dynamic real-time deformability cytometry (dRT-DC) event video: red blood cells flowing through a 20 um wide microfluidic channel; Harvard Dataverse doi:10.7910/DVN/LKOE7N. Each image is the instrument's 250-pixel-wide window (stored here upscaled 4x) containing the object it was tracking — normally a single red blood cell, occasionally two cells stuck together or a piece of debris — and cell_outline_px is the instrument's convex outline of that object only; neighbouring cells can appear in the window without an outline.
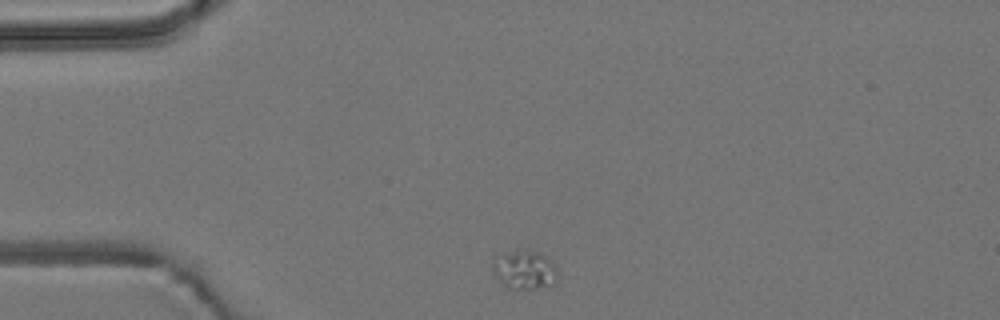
{"species": "common noctule bat (a hibernating species)", "species_latin": "Nyctalus noctula", "temperature_condition": "room temperature", "stored_images_in_passage": 2, "camera_frame_rate_fps": 3000, "um_per_image_px": 0.085, "animal": {"sex": "male", "body_mass_g": 19.2, "forearm_length_mm": 51.8}, "frame": {"image": 1, "passage_image": 1, "time_ms": 0.0, "image_size_px": [1000, 320], "cell_outline_px": [[556, 284], [536, 288], [508, 288], [496, 276], [492, 268], [492, 264], [504, 256], [516, 252], [536, 252], [552, 260], [556, 268]], "centroid_in_image_um": [44.66, 22.99], "position_along_channel_um": 40.3, "area_um2": 13.7}}